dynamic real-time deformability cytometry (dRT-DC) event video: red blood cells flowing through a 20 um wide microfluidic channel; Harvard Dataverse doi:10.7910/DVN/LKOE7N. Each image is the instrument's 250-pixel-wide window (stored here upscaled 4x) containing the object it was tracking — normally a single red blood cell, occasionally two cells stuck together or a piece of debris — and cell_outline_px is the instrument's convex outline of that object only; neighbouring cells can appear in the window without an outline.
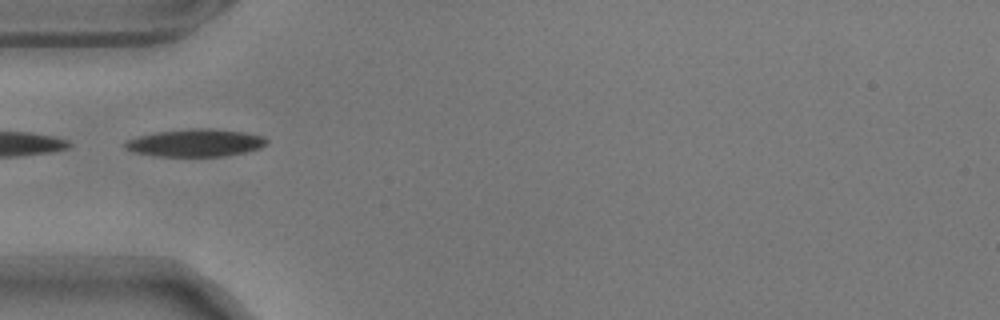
{"species": "common noctule bat (a hibernating species)", "species_latin": "Nyctalus noctula", "temperature_condition": "warm", "stored_images_in_passage": 11, "camera_frame_rate_fps": 3000, "um_per_image_px": 0.085, "animal": {"sex": "male", "body_mass_g": 17.9}, "frame": {"image": 1, "passage_image": 2, "time_ms": 0.333, "image_size_px": [1000, 320], "cell_outline_px": [[268, 144], [260, 148], [244, 152], [224, 156], [156, 156], [132, 152], [124, 148], [120, 144], [124, 140], [136, 136], [152, 132], [188, 128], [212, 128], [244, 132], [264, 136], [268, 140]], "centroid_in_image_um": [16.54, 12.13], "position_along_channel_um": 68.5, "area_um2": 23.29}}
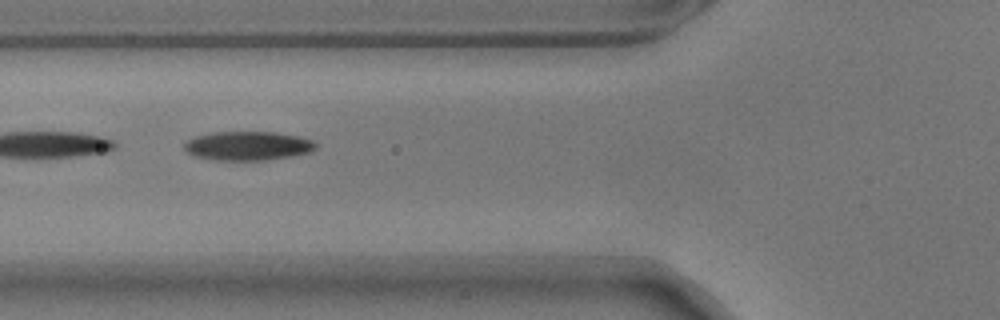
{"frame": {"image": 2, "passage_image": 5, "time_ms": 1.333, "image_size_px": [1000, 320], "cell_outline_px": [[316, 148], [312, 152], [292, 156], [268, 160], [216, 160], [196, 156], [184, 152], [184, 144], [188, 140], [196, 136], [208, 132], [276, 132], [300, 136], [312, 140], [316, 144]], "centroid_in_image_um": [21.07, 12.39], "position_along_channel_um": 104.7, "area_um2": 22.43}}